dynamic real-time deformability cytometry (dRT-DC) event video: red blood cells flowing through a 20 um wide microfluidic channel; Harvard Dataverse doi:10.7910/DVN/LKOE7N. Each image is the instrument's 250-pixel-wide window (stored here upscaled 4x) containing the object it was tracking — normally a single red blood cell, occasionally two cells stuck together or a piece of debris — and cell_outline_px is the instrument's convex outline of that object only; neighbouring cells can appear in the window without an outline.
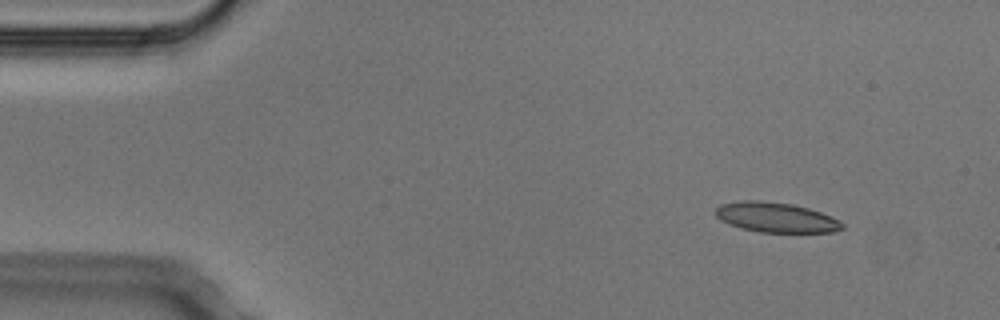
{"species": "Egyptian fruit bat (a non-hibernating species)", "species_latin": "Rousettus aegyptiacus", "temperature_condition": "cold", "stored_images_in_passage": 4, "camera_frame_rate_fps": 3000, "um_per_image_px": 0.085, "animal": {"sex": "male"}, "frame": {"image": 1, "passage_image": 1, "time_ms": 0.0, "image_size_px": [1000, 320], "cell_outline_px": [[844, 228], [836, 232], [760, 232], [740, 228], [728, 224], [720, 220], [716, 216], [716, 208], [720, 204], [740, 200], [760, 200], [792, 204], [808, 208], [820, 212], [840, 220], [844, 224]], "centroid_in_image_um": [65.95, 18.48], "position_along_channel_um": 19.0, "area_um2": 22.25}}